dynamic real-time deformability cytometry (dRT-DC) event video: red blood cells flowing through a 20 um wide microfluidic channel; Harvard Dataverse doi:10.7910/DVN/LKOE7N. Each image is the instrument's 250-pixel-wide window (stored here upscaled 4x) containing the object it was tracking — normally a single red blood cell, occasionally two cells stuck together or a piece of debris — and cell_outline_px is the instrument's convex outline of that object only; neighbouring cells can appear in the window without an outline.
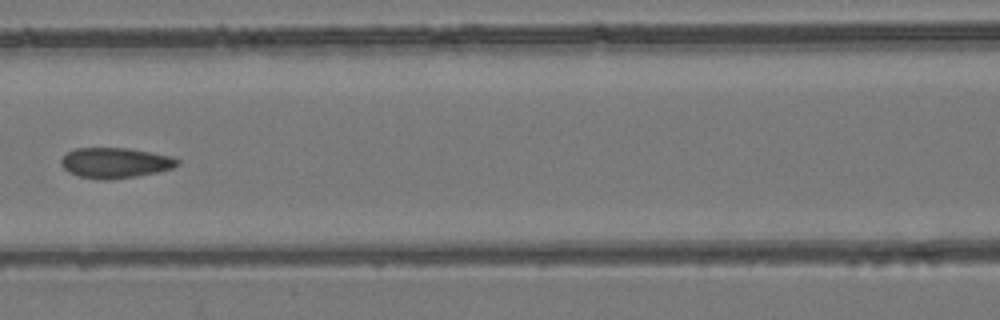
{"species": "common noctule bat (a hibernating species)", "species_latin": "Nyctalus noctula", "temperature_condition": "room temperature", "stored_images_in_passage": 4, "camera_frame_rate_fps": 3000, "um_per_image_px": 0.085, "animal": {"sex": "female", "body_mass_g": 24.6, "forearm_length_mm": 56.2}, "frame": {"image": 1, "passage_image": 3, "time_ms": 2.333, "image_size_px": [1000, 320], "cell_outline_px": [[180, 164], [172, 168], [156, 172], [136, 176], [112, 180], [104, 180], [80, 176], [68, 172], [60, 164], [60, 160], [68, 152], [76, 148], [128, 148], [152, 152], [172, 156], [180, 160]], "centroid_in_image_um": [9.81, 13.84], "position_along_channel_um": 156.8, "area_um2": 20.63}}
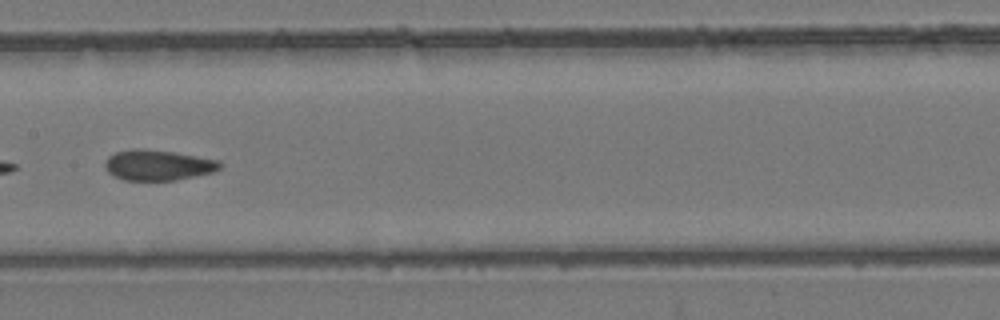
{"frame": {"image": 2, "passage_image": 4, "time_ms": 3.333, "image_size_px": [1000, 320], "cell_outline_px": [[224, 164], [220, 168], [212, 172], [176, 180], [124, 180], [108, 172], [104, 164], [108, 156], [116, 152], [132, 148], [144, 148], [172, 152], [220, 160]], "centroid_in_image_um": [13.43, 14.02], "position_along_channel_um": 194.0, "area_um2": 20.4}}